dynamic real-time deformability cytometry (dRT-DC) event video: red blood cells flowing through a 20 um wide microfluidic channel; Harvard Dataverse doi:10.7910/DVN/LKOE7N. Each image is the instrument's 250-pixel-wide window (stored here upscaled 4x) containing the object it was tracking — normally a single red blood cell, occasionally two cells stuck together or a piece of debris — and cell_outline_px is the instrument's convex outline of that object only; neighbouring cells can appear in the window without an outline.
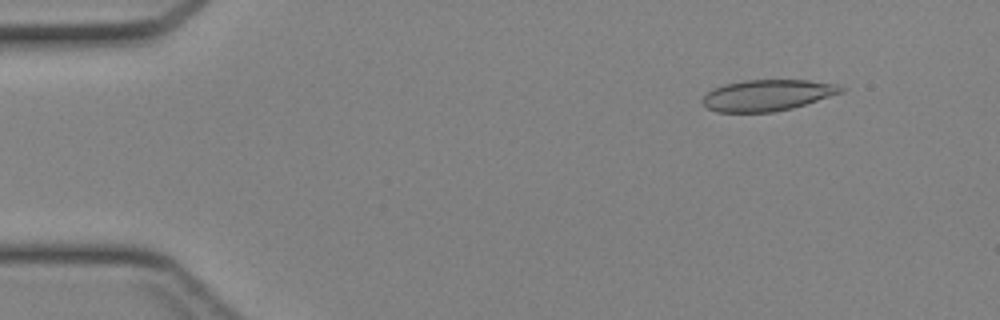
{"species": "Egyptian fruit bat (a non-hibernating species)", "species_latin": "Rousettus aegyptiacus", "temperature_condition": "cold", "stored_images_in_passage": 43, "camera_frame_rate_fps": 3000, "um_per_image_px": 0.085, "animal": {"sex": "female"}, "frame": {"image": 1, "passage_image": 5, "time_ms": 1.333, "image_size_px": [1000, 320], "cell_outline_px": [[844, 92], [792, 108], [772, 112], [716, 112], [708, 108], [700, 100], [712, 88], [724, 84], [744, 80], [808, 80], [836, 84], [844, 88]], "centroid_in_image_um": [65.2, 8.09], "position_along_channel_um": 19.8, "area_um2": 25.14}}
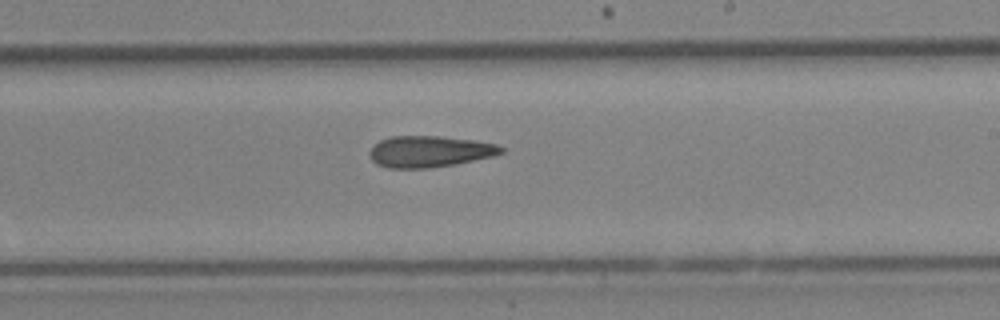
{"frame": {"image": 2, "passage_image": 26, "time_ms": 8.333, "image_size_px": [1000, 320], "cell_outline_px": [[504, 152], [492, 156], [456, 164], [428, 168], [388, 168], [376, 164], [372, 160], [368, 152], [380, 140], [392, 136], [440, 136], [472, 140], [496, 144], [504, 148]], "centroid_in_image_um": [36.5, 12.88], "position_along_channel_um": 252.5, "area_um2": 23.93}}
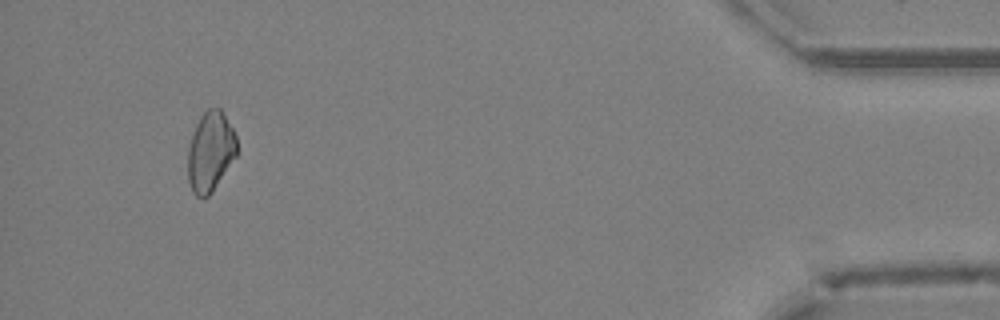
{"frame": {"image": 3, "passage_image": 41, "time_ms": 13.333, "image_size_px": [1000, 320], "cell_outline_px": [[236, 156], [212, 192], [208, 196], [196, 196], [192, 192], [188, 180], [188, 148], [196, 124], [200, 116], [208, 108], [220, 108], [232, 128], [236, 136]], "centroid_in_image_um": [17.87, 12.89], "position_along_channel_um": 417.3, "area_um2": 22.54}}